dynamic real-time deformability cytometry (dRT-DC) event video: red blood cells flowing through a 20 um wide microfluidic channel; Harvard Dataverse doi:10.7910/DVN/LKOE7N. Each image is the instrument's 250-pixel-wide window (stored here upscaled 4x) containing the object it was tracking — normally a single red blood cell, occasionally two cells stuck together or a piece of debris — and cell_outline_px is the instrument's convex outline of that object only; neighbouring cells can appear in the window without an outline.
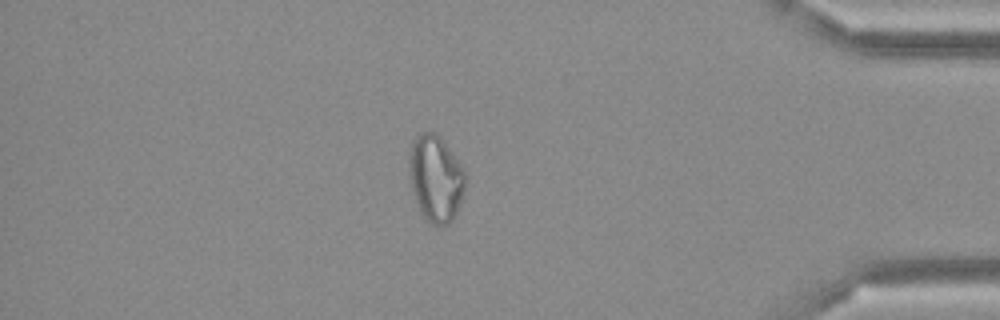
{"species": "Egyptian fruit bat (a non-hibernating species)", "species_latin": "Rousettus aegyptiacus", "temperature_condition": "cold", "stored_images_in_passage": 50, "camera_frame_rate_fps": 3000, "um_per_image_px": 0.085, "frame": {"image": 1, "passage_image": 43, "time_ms": 14.0, "image_size_px": [1000, 320], "cell_outline_px": [[464, 188], [456, 212], [452, 220], [448, 224], [432, 224], [420, 212], [412, 192], [408, 168], [408, 156], [412, 140], [420, 132], [436, 132], [440, 136], [464, 168]], "centroid_in_image_um": [36.99, 15.11], "position_along_channel_um": 398.2, "area_um2": 28.26}}